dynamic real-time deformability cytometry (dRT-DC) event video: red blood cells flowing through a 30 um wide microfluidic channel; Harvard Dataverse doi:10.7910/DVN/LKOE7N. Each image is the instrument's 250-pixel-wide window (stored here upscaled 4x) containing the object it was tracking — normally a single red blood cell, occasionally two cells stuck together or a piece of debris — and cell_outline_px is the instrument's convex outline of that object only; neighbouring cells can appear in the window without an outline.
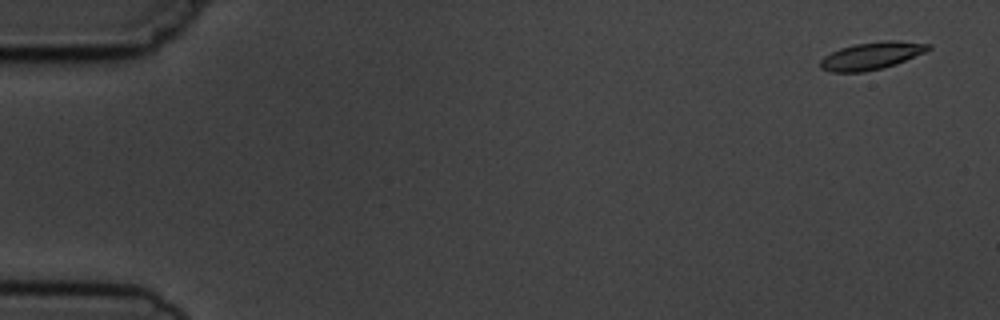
{"species": "common noctule bat (a hibernating species)", "species_latin": "Nyctalus noctula", "temperature_condition": "cold", "stored_images_in_passage": 5, "camera_frame_rate_fps": 3000, "um_per_image_px": 0.085, "animal": {"sex": "male", "body_mass_g": 19.5, "forearm_length_mm": 54.6}, "frame": {"image": 1, "passage_image": 1, "time_ms": 0.0, "image_size_px": [1000, 320], "cell_outline_px": [[932, 48], [924, 52], [896, 64], [864, 72], [832, 72], [820, 68], [820, 60], [824, 56], [840, 48], [856, 44], [884, 40], [896, 40], [932, 44]], "centroid_in_image_um": [74.08, 4.73], "position_along_channel_um": 10.9, "area_um2": 17.17}}